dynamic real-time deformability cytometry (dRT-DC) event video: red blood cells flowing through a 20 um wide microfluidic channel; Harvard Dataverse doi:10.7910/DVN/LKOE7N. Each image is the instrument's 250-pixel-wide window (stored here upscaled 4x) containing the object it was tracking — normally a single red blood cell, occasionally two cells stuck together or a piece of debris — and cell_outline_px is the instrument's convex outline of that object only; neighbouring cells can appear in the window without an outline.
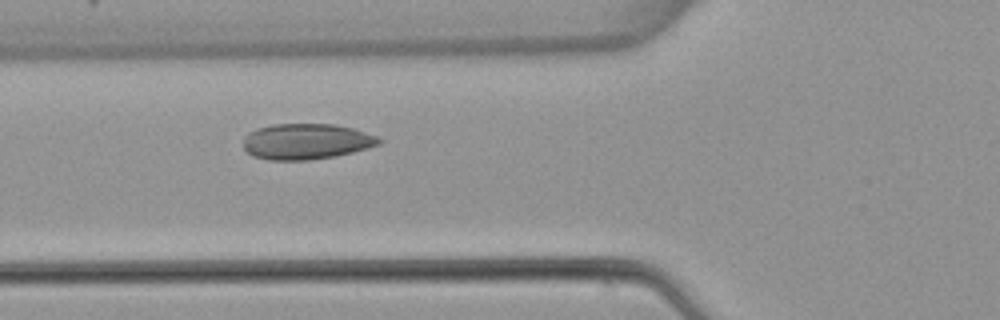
{"species": "common noctule bat (a hibernating species)", "species_latin": "Nyctalus noctula", "temperature_condition": "warm", "stored_images_in_passage": 7, "camera_frame_rate_fps": 3000, "um_per_image_px": 0.085, "animal": {"sex": "female", "body_mass_g": 22.7, "forearm_length_mm": 54.2}, "frame": {"image": 1, "passage_image": 7, "time_ms": 7.333, "image_size_px": [1000, 320], "cell_outline_px": [[384, 140], [380, 144], [368, 148], [336, 156], [308, 160], [268, 160], [252, 156], [244, 148], [244, 136], [248, 132], [272, 124], [332, 124], [352, 128], [380, 136]], "centroid_in_image_um": [26.06, 12.03], "position_along_channel_um": 99.7, "area_um2": 28.44}}